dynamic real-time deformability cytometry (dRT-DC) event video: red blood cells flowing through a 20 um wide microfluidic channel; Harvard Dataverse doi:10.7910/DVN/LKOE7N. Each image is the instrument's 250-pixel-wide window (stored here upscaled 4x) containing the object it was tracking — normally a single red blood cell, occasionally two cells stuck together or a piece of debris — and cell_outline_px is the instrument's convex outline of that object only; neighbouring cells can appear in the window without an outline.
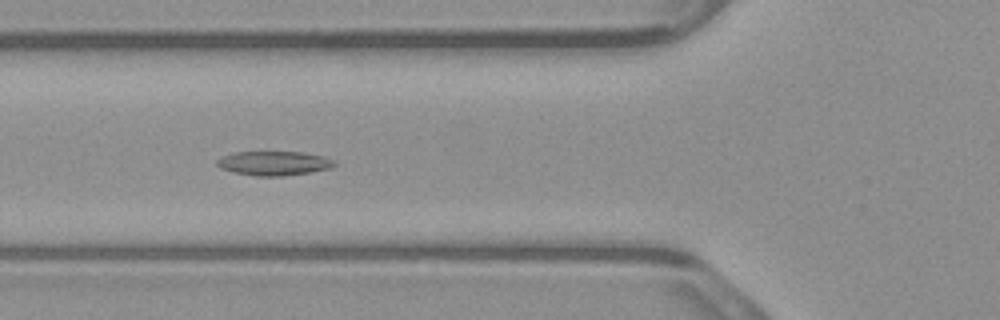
{"species": "common noctule bat (a hibernating species)", "species_latin": "Nyctalus noctula", "temperature_condition": "warm", "stored_images_in_passage": 53, "camera_frame_rate_fps": 3000, "um_per_image_px": 0.085, "animal": {"sex": "male", "body_mass_g": 23.1, "forearm_length_mm": 52.7}, "frame": {"image": 1, "passage_image": 19, "time_ms": 6.0, "image_size_px": [1000, 320], "cell_outline_px": [[336, 164], [332, 168], [284, 176], [256, 176], [236, 172], [220, 168], [216, 164], [216, 160], [232, 152], [300, 152], [324, 156], [336, 160]], "centroid_in_image_um": [23.31, 13.87], "position_along_channel_um": 102.5, "area_um2": 16.53}}
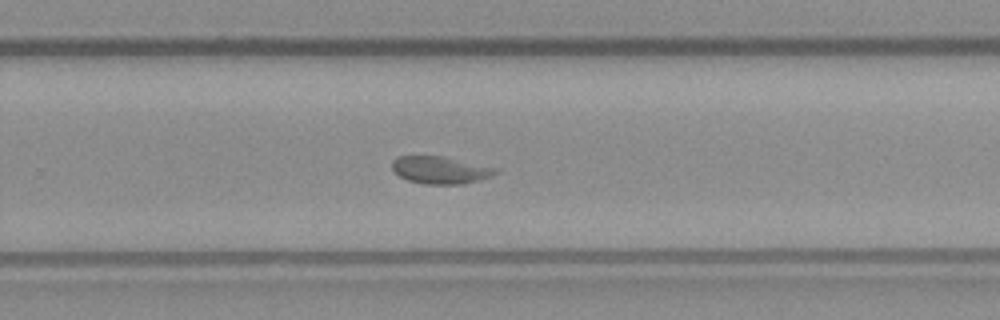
{"frame": {"image": 2, "passage_image": 34, "time_ms": 11.0, "image_size_px": [1000, 320], "cell_outline_px": [[500, 172], [492, 176], [464, 184], [424, 184], [408, 180], [400, 176], [392, 168], [392, 160], [400, 156], [444, 156], [500, 168]], "centroid_in_image_um": [37.49, 14.45], "position_along_channel_um": 292.3, "area_um2": 16.65}}
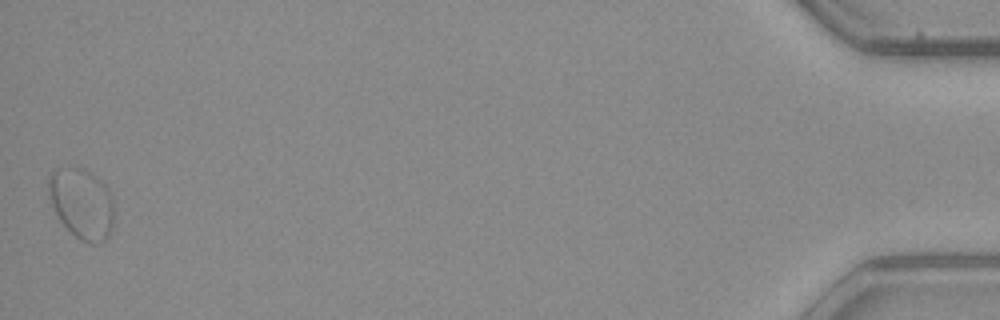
{"frame": {"image": 3, "passage_image": 53, "time_ms": 17.333, "image_size_px": [1000, 320], "cell_outline_px": [[112, 228], [108, 236], [104, 240], [92, 244], [80, 240], [60, 220], [48, 196], [48, 176], [56, 168], [84, 168], [92, 172], [108, 188], [112, 200]], "centroid_in_image_um": [6.93, 17.27], "position_along_channel_um": 428.3, "area_um2": 26.65}, "authors_computed_cell_mechanics": {"area_um2": 17.2822, "velocity_mm_per_s": 3.8029, "shape_relaxation_time_tau1_ms": null, "shape_relaxation_time_tau2_ms": 2.4684, "deformation_change_tau1": null, "deformation_change_tau2": 0.0707}}